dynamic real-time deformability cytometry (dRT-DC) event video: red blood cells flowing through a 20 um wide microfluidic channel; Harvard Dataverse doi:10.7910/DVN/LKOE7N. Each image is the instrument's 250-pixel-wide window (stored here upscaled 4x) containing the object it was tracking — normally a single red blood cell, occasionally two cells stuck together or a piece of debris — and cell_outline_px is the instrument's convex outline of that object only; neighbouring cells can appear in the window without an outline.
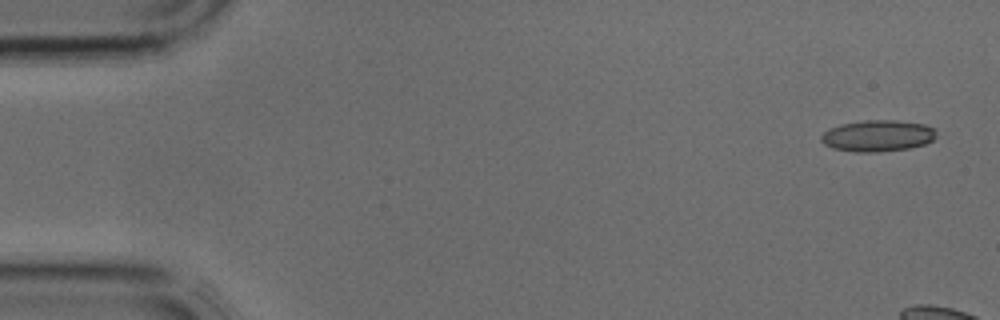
{"species": "common noctule bat (a hibernating species)", "species_latin": "Nyctalus noctula", "temperature_condition": "cold", "stored_images_in_passage": 5, "segment_of_instrument_passage": [1, 2], "camera_frame_rate_fps": 3000, "um_per_image_px": 0.085, "animal": {"sex": "male", "body_mass_g": 17.9, "forearm_length_mm": 54.2}, "frame": {"image": 1, "passage_image": 1, "time_ms": 0.0, "image_size_px": [1000, 320], "cell_outline_px": [[936, 136], [932, 140], [924, 144], [908, 148], [876, 152], [856, 152], [832, 148], [824, 144], [820, 140], [820, 136], [828, 128], [840, 124], [864, 120], [896, 120], [924, 124], [932, 128], [936, 132]], "centroid_in_image_um": [74.56, 11.53], "position_along_channel_um": 10.4, "area_um2": 21.1}}
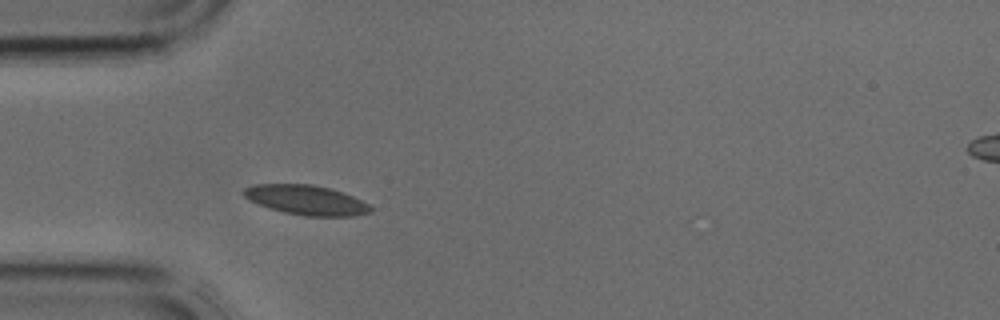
{"frame": {"image": 2, "passage_image": 4, "time_ms": 1.0, "image_size_px": [1000, 320], "cell_outline_px": [[372, 212], [352, 216], [304, 216], [284, 212], [268, 208], [244, 196], [240, 192], [244, 188], [252, 184], [312, 184], [328, 188], [352, 196], [368, 204], [372, 208]], "centroid_in_image_um": [26.0, 17.0], "position_along_channel_um": 59.0, "area_um2": 21.79}}